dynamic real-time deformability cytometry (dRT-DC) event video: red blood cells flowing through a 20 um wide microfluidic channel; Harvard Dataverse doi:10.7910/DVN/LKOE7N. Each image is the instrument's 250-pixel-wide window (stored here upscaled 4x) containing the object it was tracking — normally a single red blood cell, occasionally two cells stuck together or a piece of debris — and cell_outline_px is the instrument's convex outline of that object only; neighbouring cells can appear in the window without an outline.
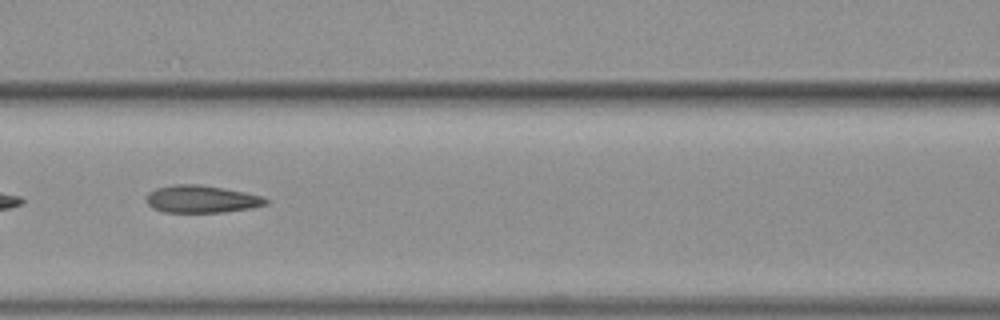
{"species": "common noctule bat (a hibernating species)", "species_latin": "Nyctalus noctula", "temperature_condition": "warm", "stored_images_in_passage": 31, "camera_frame_rate_fps": 3000, "um_per_image_px": 0.085, "animal": {"sex": "female", "body_mass_g": 19.3, "forearm_length_mm": 54.1}, "frame": {"image": 1, "passage_image": 10, "time_ms": 3.0, "image_size_px": [1000, 320], "cell_outline_px": [[268, 204], [252, 208], [224, 212], [164, 212], [152, 208], [144, 200], [148, 192], [156, 188], [172, 184], [200, 184], [224, 188], [264, 196], [268, 200]], "centroid_in_image_um": [17.11, 16.92], "position_along_channel_um": 149.5, "area_um2": 19.36}}
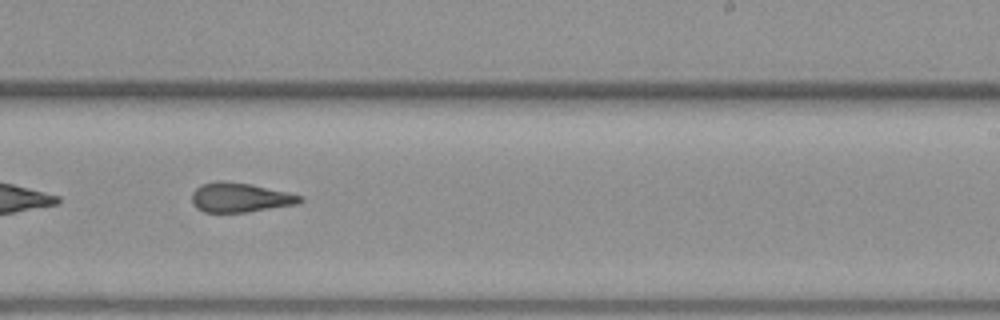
{"frame": {"image": 2, "passage_image": 18, "time_ms": 5.667, "image_size_px": [1000, 320], "cell_outline_px": [[304, 200], [296, 204], [248, 212], [204, 212], [196, 208], [192, 204], [192, 192], [200, 184], [220, 180], [252, 184], [304, 196]], "centroid_in_image_um": [20.39, 16.78], "position_along_channel_um": 268.6, "area_um2": 18.67}}